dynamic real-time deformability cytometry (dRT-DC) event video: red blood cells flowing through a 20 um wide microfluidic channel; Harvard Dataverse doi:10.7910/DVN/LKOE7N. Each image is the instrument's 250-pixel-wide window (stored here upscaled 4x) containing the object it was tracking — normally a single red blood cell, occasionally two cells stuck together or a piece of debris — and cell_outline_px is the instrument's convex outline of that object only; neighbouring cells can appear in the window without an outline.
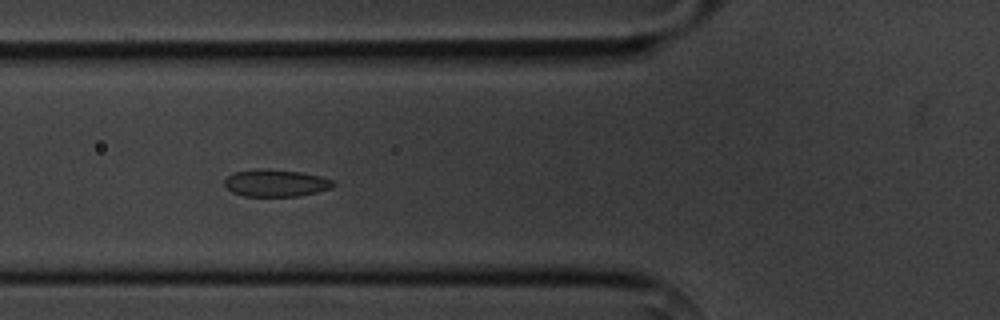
{"species": "common noctule bat (a hibernating species)", "species_latin": "Nyctalus noctula", "temperature_condition": "cold", "stored_images_in_passage": 5, "camera_frame_rate_fps": 3000, "um_per_image_px": 0.085, "animal": {"sex": "male", "body_mass_g": 20.1, "forearm_length_mm": 53.5}, "frame": {"image": 1, "passage_image": 4, "time_ms": 4.667, "image_size_px": [1000, 320], "cell_outline_px": [[336, 184], [332, 188], [300, 196], [244, 196], [232, 192], [224, 184], [224, 180], [228, 176], [236, 172], [260, 168], [264, 168], [300, 172], [320, 176], [332, 180]], "centroid_in_image_um": [23.45, 15.56], "position_along_channel_um": 102.3, "area_um2": 17.17}}
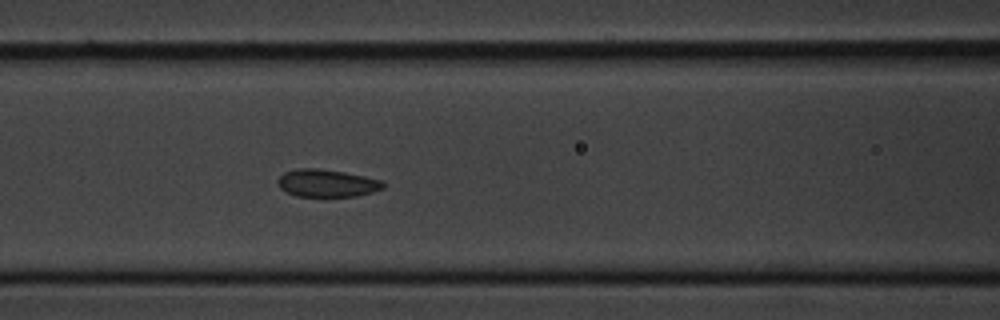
{"frame": {"image": 2, "passage_image": 5, "time_ms": 5.667, "image_size_px": [1000, 320], "cell_outline_px": [[384, 188], [372, 192], [356, 196], [296, 196], [284, 192], [280, 188], [276, 180], [284, 172], [296, 168], [320, 168], [344, 172], [364, 176], [380, 180], [384, 184]], "centroid_in_image_um": [27.73, 15.56], "position_along_channel_um": 138.9, "area_um2": 16.99}}